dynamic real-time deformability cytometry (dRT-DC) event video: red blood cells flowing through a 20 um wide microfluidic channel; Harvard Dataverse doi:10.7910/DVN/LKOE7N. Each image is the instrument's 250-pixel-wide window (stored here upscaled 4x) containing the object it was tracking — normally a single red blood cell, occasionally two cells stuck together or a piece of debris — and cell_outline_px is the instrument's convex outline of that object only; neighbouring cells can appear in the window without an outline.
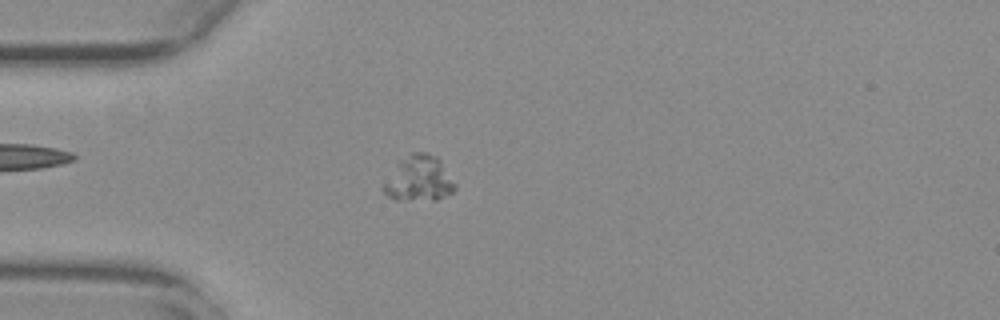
{"species": "common noctule bat (a hibernating species)", "species_latin": "Nyctalus noctula", "temperature_condition": "warm", "stored_images_in_passage": 58, "camera_frame_rate_fps": 3000, "um_per_image_px": 0.085, "animal": {"sex": "female", "body_mass_g": 29.2, "forearm_length_mm": 56.3}, "frame": {"image": 1, "passage_image": 15, "time_ms": 4.667, "image_size_px": [1000, 320], "cell_outline_px": [[456, 188], [452, 192], [436, 200], [396, 200], [388, 196], [384, 192], [384, 184], [400, 164], [412, 152], [424, 152], [436, 156], [440, 160], [456, 184]], "centroid_in_image_um": [35.68, 15.23], "position_along_channel_um": 49.3, "area_um2": 18.21}}
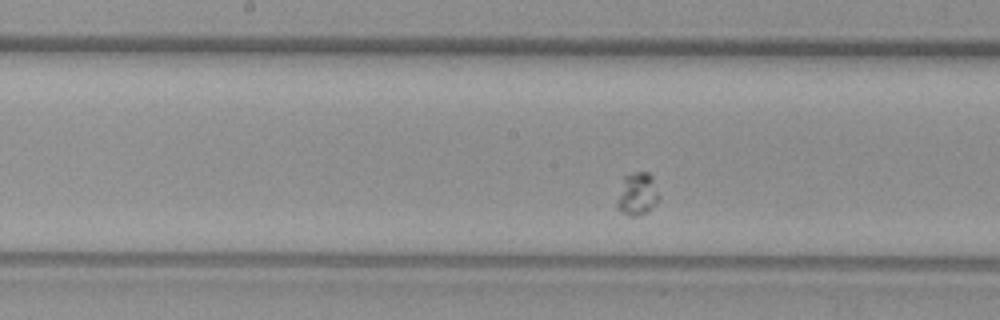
{"frame": {"image": 2, "passage_image": 29, "time_ms": 9.333, "image_size_px": [1000, 320], "cell_outline_px": [[660, 196], [656, 204], [648, 212], [636, 216], [628, 216], [616, 208], [616, 200], [624, 176], [632, 172], [648, 172], [652, 176]], "centroid_in_image_um": [54.17, 16.5], "position_along_channel_um": 194.0, "area_um2": 10.64}}
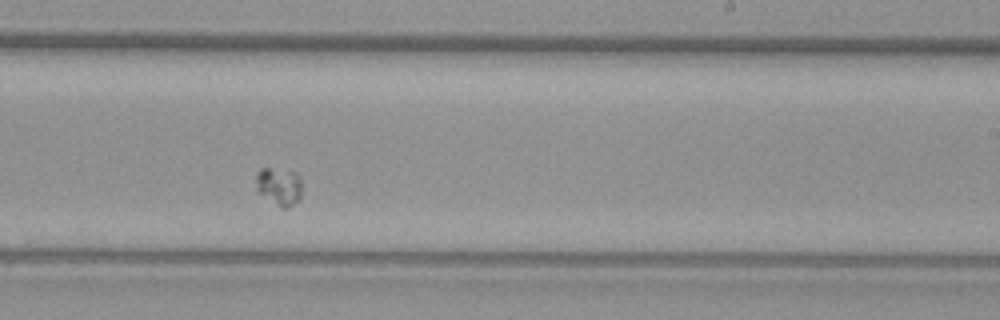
{"frame": {"image": 3, "passage_image": 35, "time_ms": 11.333, "image_size_px": [1000, 320], "cell_outline_px": [[300, 196], [288, 208], [280, 208], [256, 192], [256, 172], [260, 168], [268, 168], [296, 172], [300, 176]], "centroid_in_image_um": [23.67, 15.84], "position_along_channel_um": 265.3, "area_um2": 10.17}}